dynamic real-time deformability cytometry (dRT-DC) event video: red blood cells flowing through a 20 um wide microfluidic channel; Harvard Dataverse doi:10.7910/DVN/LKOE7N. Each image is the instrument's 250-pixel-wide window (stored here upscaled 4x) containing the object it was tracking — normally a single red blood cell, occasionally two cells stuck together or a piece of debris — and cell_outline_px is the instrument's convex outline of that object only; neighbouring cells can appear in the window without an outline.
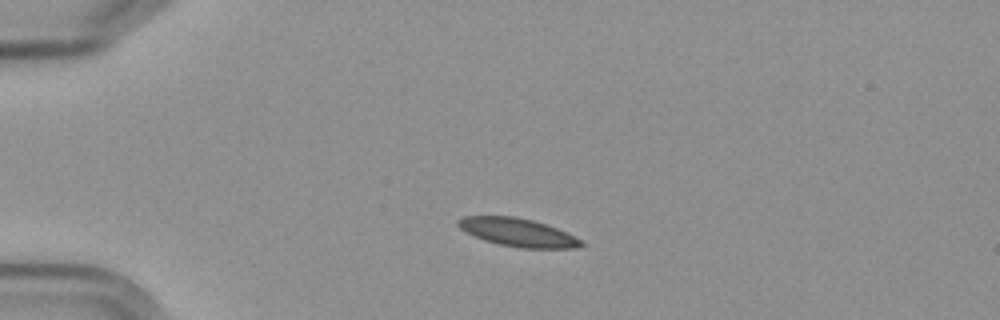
{"species": "Egyptian fruit bat (a non-hibernating species)", "species_latin": "Rousettus aegyptiacus", "temperature_condition": "cold", "stored_images_in_passage": 3, "camera_frame_rate_fps": 3000, "um_per_image_px": 0.085, "frame": {"image": 1, "passage_image": 2, "time_ms": 2.0, "image_size_px": [1000, 320], "cell_outline_px": [[584, 244], [576, 248], [524, 248], [500, 244], [484, 240], [460, 228], [456, 224], [456, 220], [464, 216], [516, 216], [532, 220], [556, 228], [580, 240]], "centroid_in_image_um": [43.97, 19.74], "position_along_channel_um": 41.0, "area_um2": 19.77}}